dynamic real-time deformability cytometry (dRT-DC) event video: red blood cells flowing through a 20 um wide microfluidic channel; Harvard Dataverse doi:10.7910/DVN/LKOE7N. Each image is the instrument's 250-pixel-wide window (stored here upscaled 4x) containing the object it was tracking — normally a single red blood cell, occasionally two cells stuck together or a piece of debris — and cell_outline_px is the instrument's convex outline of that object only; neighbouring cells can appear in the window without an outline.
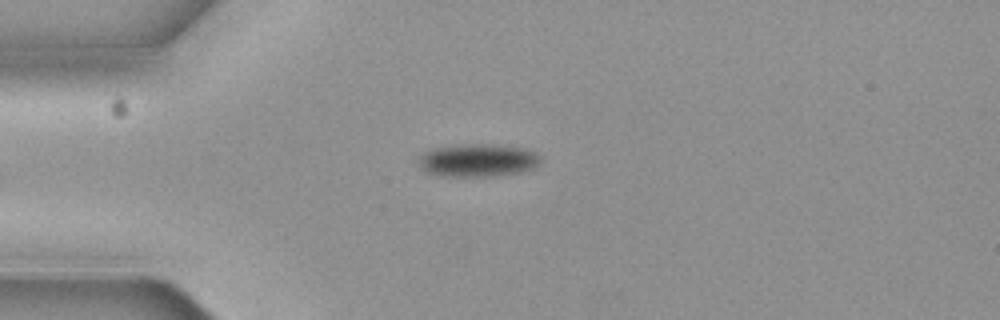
{"species": "common noctule bat (a hibernating species)", "species_latin": "Nyctalus noctula", "temperature_condition": "cold", "stored_images_in_passage": 5, "camera_frame_rate_fps": 3000, "um_per_image_px": 0.085, "animal": {"sex": "female", "body_mass_g": 19.3, "forearm_length_mm": 54.1}, "frame": {"image": 1, "passage_image": 5, "time_ms": 1.333, "image_size_px": [1000, 320], "cell_outline_px": [[540, 164], [536, 168], [516, 172], [488, 176], [444, 176], [428, 172], [420, 164], [420, 156], [424, 152], [436, 148], [464, 144], [488, 144], [520, 148], [536, 152], [540, 156]], "centroid_in_image_um": [40.66, 13.62], "position_along_channel_um": 44.3, "area_um2": 22.83}}